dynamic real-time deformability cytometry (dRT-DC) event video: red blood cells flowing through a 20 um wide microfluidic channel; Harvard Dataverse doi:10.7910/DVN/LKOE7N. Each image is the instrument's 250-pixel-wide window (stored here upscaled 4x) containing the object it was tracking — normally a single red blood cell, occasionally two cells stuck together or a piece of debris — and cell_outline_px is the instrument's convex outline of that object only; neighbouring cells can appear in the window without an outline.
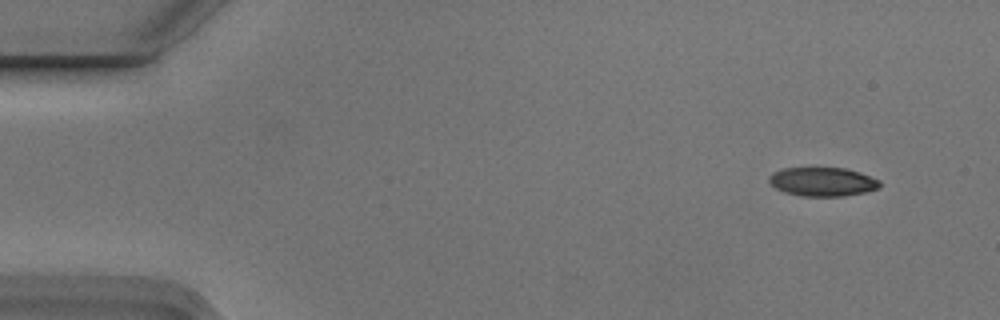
{"species": "Egyptian fruit bat (a non-hibernating species)", "species_latin": "Rousettus aegyptiacus", "temperature_condition": "cold", "stored_images_in_passage": 6, "camera_frame_rate_fps": 3000, "um_per_image_px": 0.085, "animal": {"sex": "male"}, "frame": {"image": 1, "passage_image": 1, "time_ms": 0.0, "image_size_px": [1000, 320], "cell_outline_px": [[880, 188], [864, 192], [844, 196], [804, 196], [784, 192], [776, 188], [768, 180], [768, 176], [772, 172], [784, 168], [844, 168], [860, 172], [880, 180]], "centroid_in_image_um": [69.92, 15.44], "position_along_channel_um": 15.1, "area_um2": 18.61}}
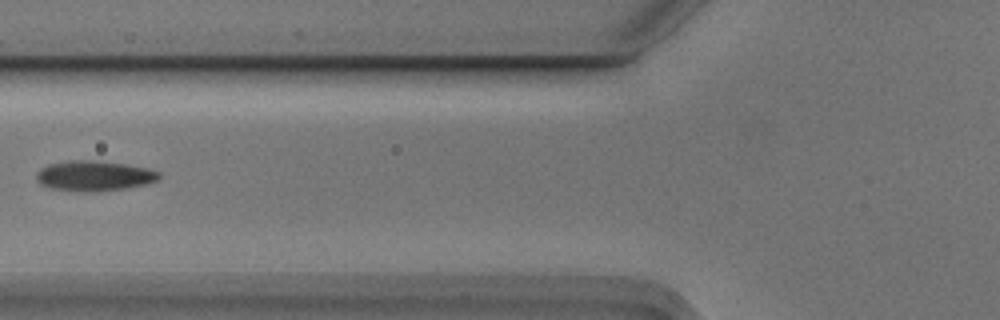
{"frame": {"image": 2, "passage_image": 5, "time_ms": 1.333, "image_size_px": [1000, 320], "cell_outline_px": [[160, 176], [156, 180], [148, 184], [128, 188], [96, 192], [84, 192], [52, 188], [40, 184], [36, 180], [36, 172], [40, 168], [48, 164], [76, 160], [92, 160], [124, 164], [144, 168], [160, 172]], "centroid_in_image_um": [7.98, 14.96], "position_along_channel_um": 117.8, "area_um2": 21.56}}
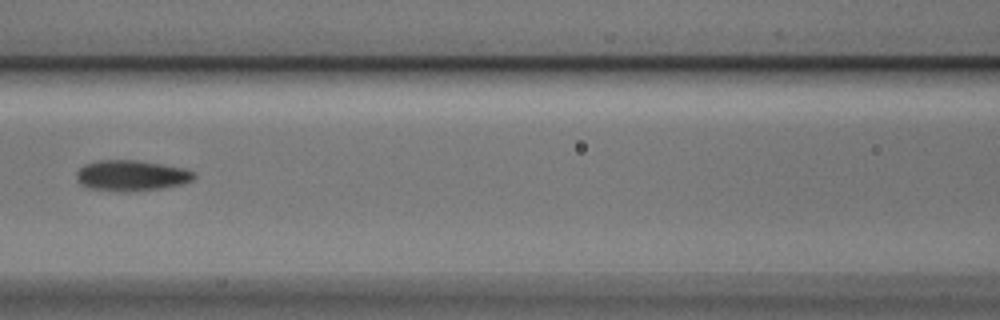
{"frame": {"image": 3, "passage_image": 6, "time_ms": 1.667, "image_size_px": [1000, 320], "cell_outline_px": [[196, 176], [192, 180], [184, 184], [160, 188], [128, 192], [120, 192], [84, 188], [76, 180], [76, 172], [84, 164], [100, 160], [136, 160], [184, 168], [192, 172]], "centroid_in_image_um": [11.11, 14.94], "position_along_channel_um": 155.5, "area_um2": 21.21}}